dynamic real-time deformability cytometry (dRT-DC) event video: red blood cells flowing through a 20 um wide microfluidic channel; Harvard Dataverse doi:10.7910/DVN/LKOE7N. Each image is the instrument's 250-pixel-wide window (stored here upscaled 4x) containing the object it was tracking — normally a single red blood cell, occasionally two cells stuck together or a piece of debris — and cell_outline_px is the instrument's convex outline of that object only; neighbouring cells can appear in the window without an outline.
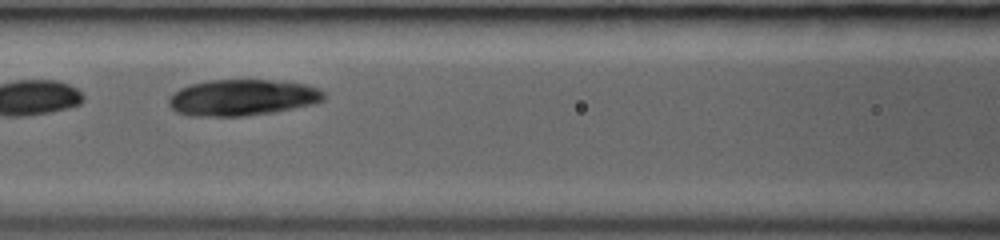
{"species": "common noctule bat (a hibernating species)", "species_latin": "Nyctalus noctula", "temperature_condition": "room temperature", "stored_images_in_passage": 8, "camera_frame_rate_fps": 3000, "um_per_image_px": 0.085, "animal": {"sex": "female", "body_mass_g": 19.0, "forearm_length_mm": 53.3}, "frame": {"image": 1, "passage_image": 7, "time_ms": 3.667, "image_size_px": [1000, 240], "cell_outline_px": [[324, 100], [316, 104], [272, 112], [244, 116], [188, 116], [176, 112], [168, 104], [168, 100], [180, 88], [188, 84], [208, 80], [268, 80], [304, 84], [320, 88], [324, 92]], "centroid_in_image_um": [20.6, 8.29], "position_along_channel_um": 146.0, "area_um2": 32.83}}